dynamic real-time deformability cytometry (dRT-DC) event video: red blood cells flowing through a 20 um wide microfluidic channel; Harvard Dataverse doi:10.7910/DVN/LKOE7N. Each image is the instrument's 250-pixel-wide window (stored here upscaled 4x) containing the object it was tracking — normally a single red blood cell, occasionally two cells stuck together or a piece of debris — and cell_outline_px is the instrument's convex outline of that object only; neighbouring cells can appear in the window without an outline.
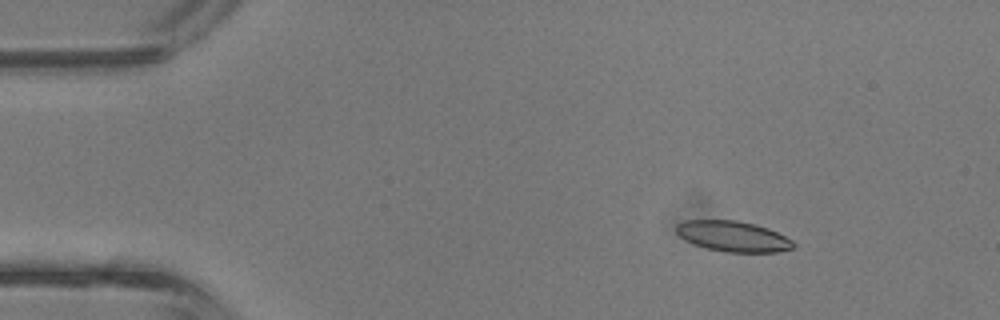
{"species": "common noctule bat (a hibernating species)", "species_latin": "Nyctalus noctula", "temperature_condition": "room temperature", "stored_images_in_passage": 3, "camera_frame_rate_fps": 3000, "um_per_image_px": 0.085, "animal": {"sex": "male", "body_mass_g": 13.3}, "frame": {"image": 1, "passage_image": 1, "time_ms": 0.0, "image_size_px": [1000, 320], "cell_outline_px": [[796, 244], [792, 248], [776, 252], [724, 252], [692, 244], [684, 240], [676, 232], [676, 224], [684, 220], [736, 220], [756, 224], [768, 228], [792, 240]], "centroid_in_image_um": [62.28, 20.08], "position_along_channel_um": 22.7, "area_um2": 20.92}}